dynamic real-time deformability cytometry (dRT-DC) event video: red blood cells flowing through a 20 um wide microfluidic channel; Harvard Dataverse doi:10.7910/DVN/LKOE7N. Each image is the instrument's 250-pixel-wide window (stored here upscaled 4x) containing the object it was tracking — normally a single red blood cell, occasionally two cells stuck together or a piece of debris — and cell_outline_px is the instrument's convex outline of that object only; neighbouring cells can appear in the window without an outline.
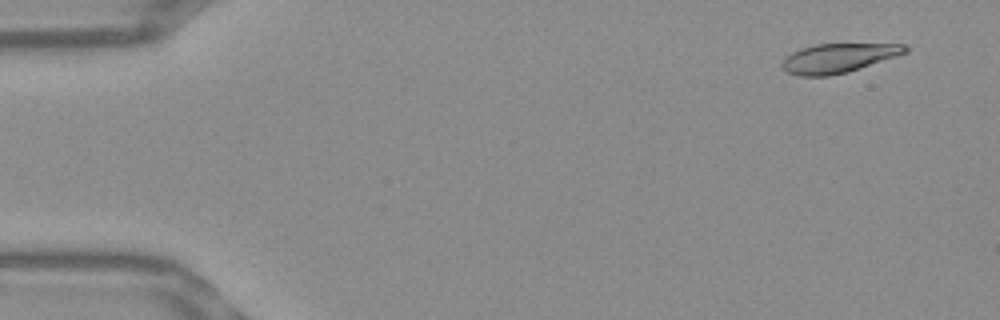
{"species": "Egyptian fruit bat (a non-hibernating species)", "species_latin": "Rousettus aegyptiacus", "temperature_condition": "warm", "stored_images_in_passage": 53, "camera_frame_rate_fps": 3000, "um_per_image_px": 0.085, "frame": {"image": 1, "passage_image": 4, "time_ms": 1.0, "image_size_px": [1000, 320], "cell_outline_px": [[908, 52], [848, 72], [828, 76], [800, 76], [788, 72], [780, 64], [792, 52], [800, 48], [816, 44], [908, 44]], "centroid_in_image_um": [71.27, 4.93], "position_along_channel_um": 13.7, "area_um2": 20.81}}
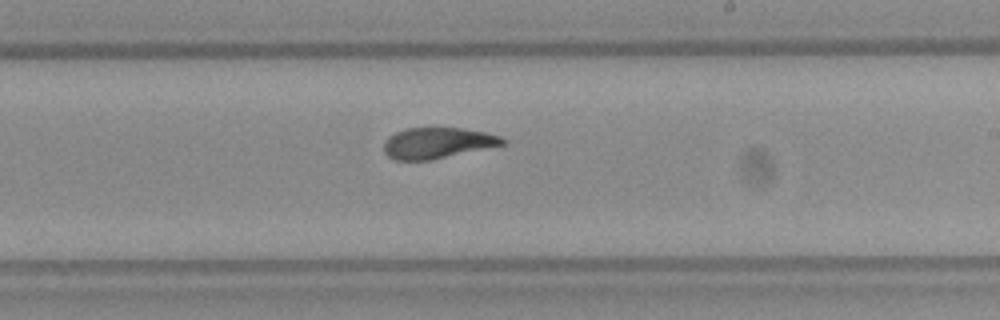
{"frame": {"image": 2, "passage_image": 32, "time_ms": 10.333, "image_size_px": [1000, 320], "cell_outline_px": [[508, 140], [504, 144], [432, 160], [396, 160], [388, 156], [384, 152], [384, 140], [388, 136], [404, 128], [460, 128], [484, 132], [500, 136]], "centroid_in_image_um": [37.15, 12.15], "position_along_channel_um": 251.9, "area_um2": 21.33}}
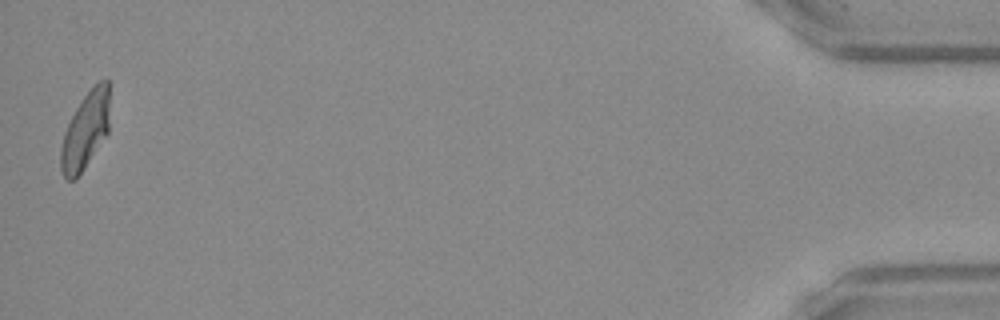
{"frame": {"image": 3, "passage_image": 53, "time_ms": 17.333, "image_size_px": [1000, 320], "cell_outline_px": [[108, 132], [76, 180], [68, 180], [64, 176], [60, 168], [60, 148], [64, 132], [80, 100], [104, 76], [108, 76]], "centroid_in_image_um": [7.24, 11.11], "position_along_channel_um": 428.0, "area_um2": 21.68}, "authors_computed_cell_mechanics": {"area_um2": 22.4264, "velocity_mm_per_s": 3.8278, "shape_relaxation_time_tau1_ms": 4.328, "shape_relaxation_time_tau2_ms": 1.0414, "deformation_change_tau1": 0.1923, "deformation_change_tau2": 0.0788}}